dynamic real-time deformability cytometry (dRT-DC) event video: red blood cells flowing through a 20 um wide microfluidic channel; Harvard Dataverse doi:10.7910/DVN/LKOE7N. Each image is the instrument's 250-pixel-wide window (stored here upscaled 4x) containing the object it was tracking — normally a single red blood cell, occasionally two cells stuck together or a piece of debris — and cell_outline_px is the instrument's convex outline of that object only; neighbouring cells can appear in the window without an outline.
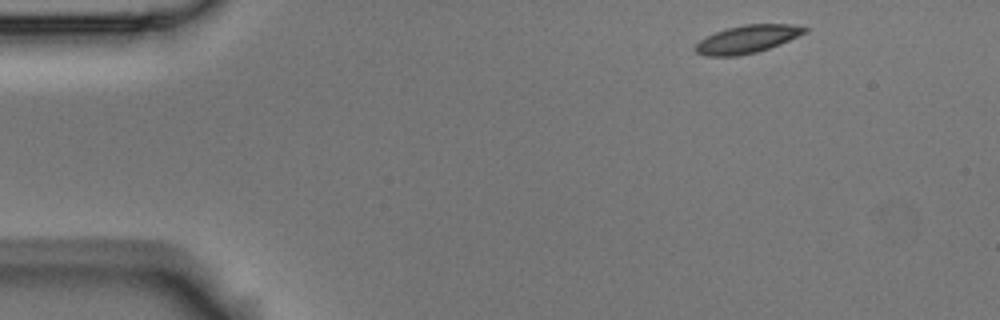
{"species": "Egyptian fruit bat (a non-hibernating species)", "species_latin": "Rousettus aegyptiacus", "temperature_condition": "room temperature", "stored_images_in_passage": 4, "camera_frame_rate_fps": 3000, "um_per_image_px": 0.085, "animal": {"sex": "male"}, "frame": {"image": 1, "passage_image": 1, "time_ms": 0.0, "image_size_px": [1000, 320], "cell_outline_px": [[808, 32], [780, 44], [756, 52], [736, 56], [708, 56], [696, 52], [692, 48], [700, 40], [716, 32], [728, 28], [744, 24], [792, 24], [808, 28]], "centroid_in_image_um": [63.53, 3.32], "position_along_channel_um": 21.5, "area_um2": 17.63}}